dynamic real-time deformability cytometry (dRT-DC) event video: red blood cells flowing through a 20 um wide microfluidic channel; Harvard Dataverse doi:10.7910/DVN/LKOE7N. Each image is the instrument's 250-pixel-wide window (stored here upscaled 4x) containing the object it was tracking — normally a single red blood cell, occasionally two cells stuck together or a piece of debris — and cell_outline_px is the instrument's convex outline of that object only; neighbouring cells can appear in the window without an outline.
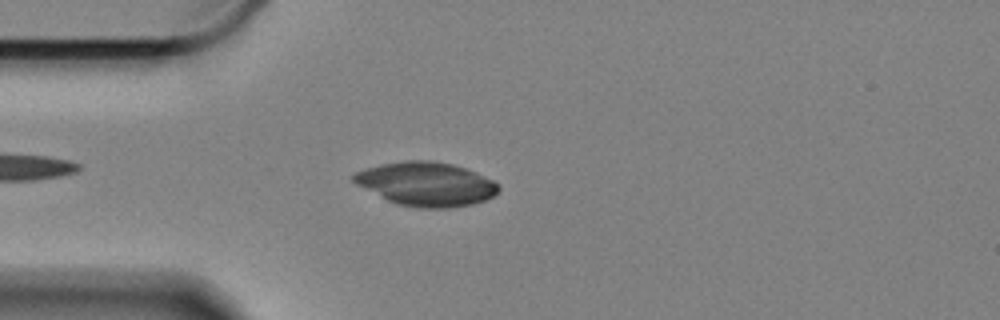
{"species": "Egyptian fruit bat (a non-hibernating species)", "species_latin": "Rousettus aegyptiacus", "temperature_condition": "cold", "stored_images_in_passage": 19, "segment_of_instrument_passage": [1, 2], "camera_frame_rate_fps": 3000, "um_per_image_px": 0.085, "animal": {"sex": "female"}, "frame": {"image": 1, "passage_image": 3, "time_ms": 0.667, "image_size_px": [1000, 320], "cell_outline_px": [[500, 188], [492, 196], [484, 200], [472, 204], [452, 208], [416, 208], [396, 204], [356, 184], [352, 180], [352, 176], [356, 172], [368, 168], [384, 164], [408, 160], [428, 160], [452, 164], [464, 168], [492, 180]], "centroid_in_image_um": [36.21, 15.65], "position_along_channel_um": 48.8, "area_um2": 36.53}}
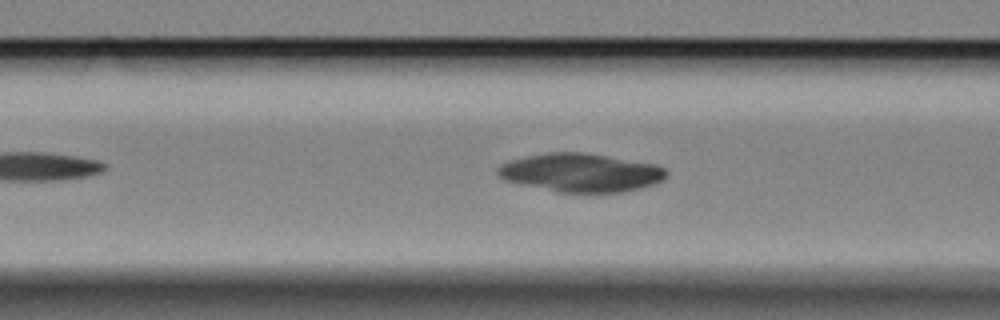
{"frame": {"image": 2, "passage_image": 10, "time_ms": 3.0, "image_size_px": [1000, 320], "cell_outline_px": [[668, 176], [664, 180], [656, 184], [624, 192], [556, 192], [520, 184], [504, 180], [496, 172], [496, 168], [500, 164], [512, 160], [528, 156], [548, 152], [584, 152], [656, 164], [664, 168], [668, 172]], "centroid_in_image_um": [49.39, 14.68], "position_along_channel_um": 117.2, "area_um2": 37.97}}
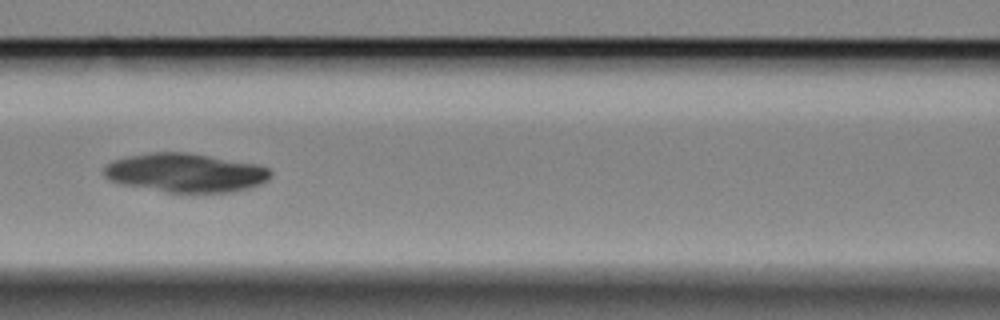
{"frame": {"image": 3, "passage_image": 13, "time_ms": 4.0, "image_size_px": [1000, 320], "cell_outline_px": [[272, 176], [268, 180], [260, 184], [248, 188], [232, 192], [164, 192], [116, 184], [108, 180], [104, 176], [104, 168], [112, 160], [152, 152], [184, 152], [256, 164], [268, 168], [272, 172]], "centroid_in_image_um": [15.73, 14.7], "position_along_channel_um": 150.9, "area_um2": 37.74}}